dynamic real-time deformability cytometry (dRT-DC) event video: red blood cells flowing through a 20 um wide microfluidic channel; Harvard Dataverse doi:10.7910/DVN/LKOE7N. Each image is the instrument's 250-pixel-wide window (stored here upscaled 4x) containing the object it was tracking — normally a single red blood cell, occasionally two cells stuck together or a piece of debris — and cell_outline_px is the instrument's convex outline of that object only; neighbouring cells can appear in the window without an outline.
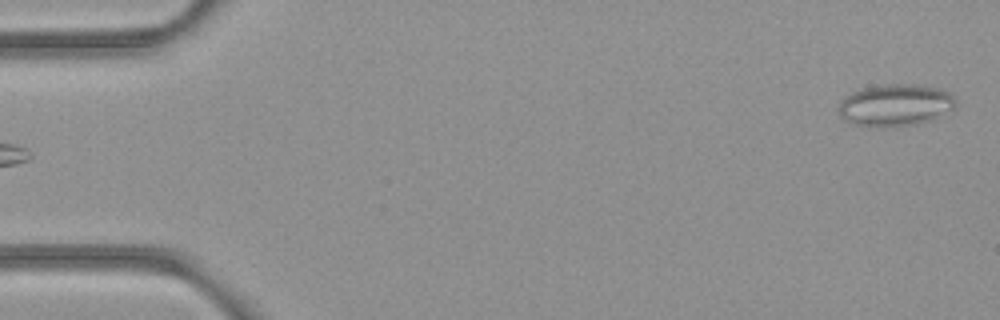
{"species": "common noctule bat (a hibernating species)", "species_latin": "Nyctalus noctula", "temperature_condition": "room temperature", "stored_images_in_passage": 5, "camera_frame_rate_fps": 3000, "um_per_image_px": 0.085, "animal": {"sex": "female", "body_mass_g": 21.9}, "frame": {"image": 1, "passage_image": 5, "time_ms": 1.333, "image_size_px": [1000, 320], "cell_outline_px": [[956, 104], [952, 108], [932, 120], [916, 124], [892, 128], [868, 128], [844, 120], [840, 116], [836, 108], [852, 92], [860, 88], [884, 84], [916, 84], [940, 88], [952, 92], [956, 100]], "centroid_in_image_um": [76.1, 8.95], "position_along_channel_um": 8.9, "area_um2": 29.25}}